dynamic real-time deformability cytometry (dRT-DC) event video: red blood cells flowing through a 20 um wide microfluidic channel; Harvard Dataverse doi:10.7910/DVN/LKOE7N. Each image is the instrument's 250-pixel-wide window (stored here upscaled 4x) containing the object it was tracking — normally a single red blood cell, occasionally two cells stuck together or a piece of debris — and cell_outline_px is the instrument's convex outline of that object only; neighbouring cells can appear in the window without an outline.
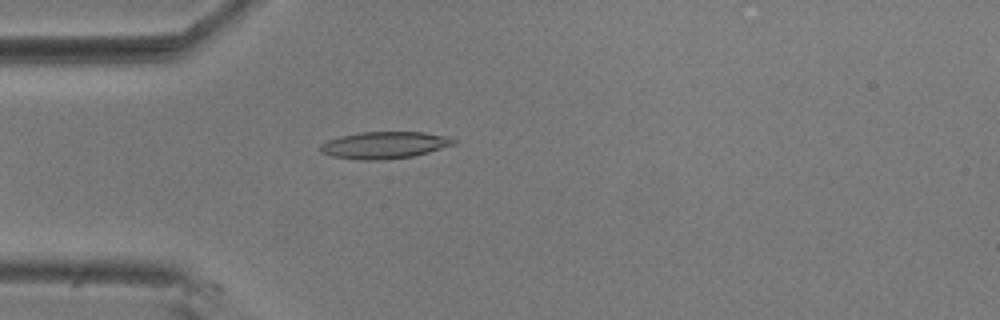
{"species": "common noctule bat (a hibernating species)", "species_latin": "Nyctalus noctula", "temperature_condition": "room temperature", "stored_images_in_passage": 55, "camera_frame_rate_fps": 3000, "um_per_image_px": 0.085, "animal": {"sex": "male", "body_mass_g": 20.5, "forearm_length_mm": 52.5}, "frame": {"image": 1, "passage_image": 15, "time_ms": 4.667, "image_size_px": [1000, 320], "cell_outline_px": [[456, 144], [428, 152], [412, 156], [384, 160], [360, 160], [332, 156], [320, 152], [320, 144], [328, 140], [340, 136], [360, 132], [424, 132], [448, 136], [456, 140]], "centroid_in_image_um": [32.68, 12.33], "position_along_channel_um": 52.3, "area_um2": 20.98}}
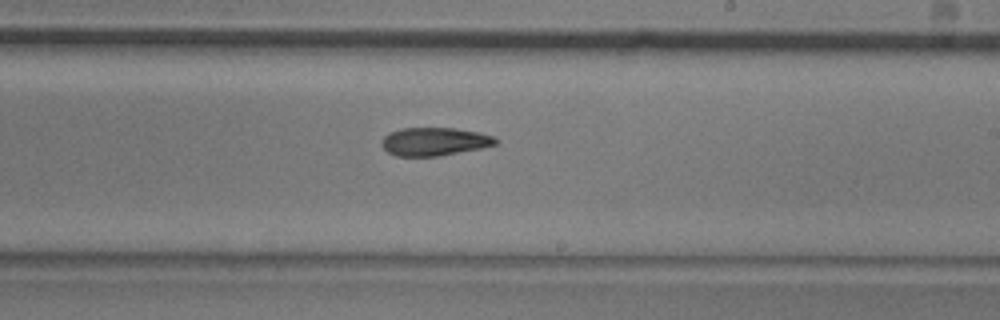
{"frame": {"image": 2, "passage_image": 32, "time_ms": 10.333, "image_size_px": [1000, 320], "cell_outline_px": [[500, 140], [496, 144], [480, 148], [440, 156], [396, 156], [388, 152], [380, 144], [384, 136], [388, 132], [400, 128], [456, 128], [480, 132], [492, 136]], "centroid_in_image_um": [36.91, 12.02], "position_along_channel_um": 252.1, "area_um2": 18.84}}
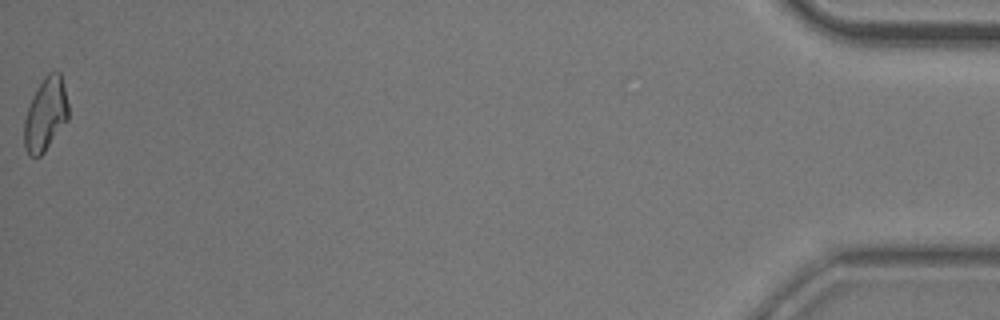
{"frame": {"image": 3, "passage_image": 55, "time_ms": 18.0, "image_size_px": [1000, 320], "cell_outline_px": [[68, 120], [44, 152], [40, 156], [28, 156], [24, 144], [24, 120], [32, 96], [44, 76], [48, 72], [60, 72], [68, 104]], "centroid_in_image_um": [3.86, 9.73], "position_along_channel_um": 431.3, "area_um2": 18.73}, "authors_computed_cell_mechanics": {"area_um2": 19.2474, "velocity_mm_per_s": 3.6431, "shape_relaxation_time_tau1_ms": 10.0246, "shape_relaxation_time_tau2_ms": 6.5067, "deformation_change_tau1": 0.2021, "deformation_change_tau2": 0.1436}}